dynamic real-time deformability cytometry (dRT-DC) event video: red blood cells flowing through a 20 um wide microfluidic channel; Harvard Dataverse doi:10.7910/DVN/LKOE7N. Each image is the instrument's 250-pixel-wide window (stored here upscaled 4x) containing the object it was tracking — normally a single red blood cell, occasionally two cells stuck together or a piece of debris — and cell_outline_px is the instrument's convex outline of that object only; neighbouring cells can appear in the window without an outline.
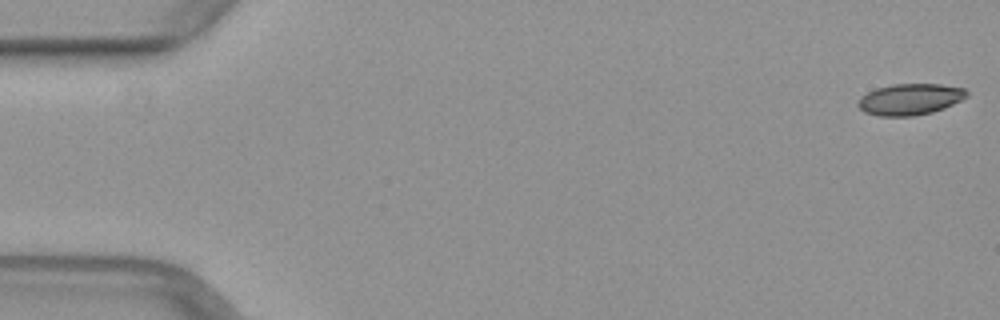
{"species": "common noctule bat (a hibernating species)", "species_latin": "Nyctalus noctula", "temperature_condition": "warm", "stored_images_in_passage": 50, "camera_frame_rate_fps": 3000, "um_per_image_px": 0.085, "animal": {"sex": "female", "body_mass_g": 29.2, "forearm_length_mm": 56.3}, "frame": {"image": 1, "passage_image": 1, "time_ms": 0.0, "image_size_px": [1000, 320], "cell_outline_px": [[968, 96], [944, 108], [932, 112], [912, 116], [876, 116], [864, 112], [856, 104], [860, 96], [876, 88], [892, 84], [940, 84], [964, 88], [968, 92]], "centroid_in_image_um": [77.32, 8.44], "position_along_channel_um": 7.7, "area_um2": 19.88}}
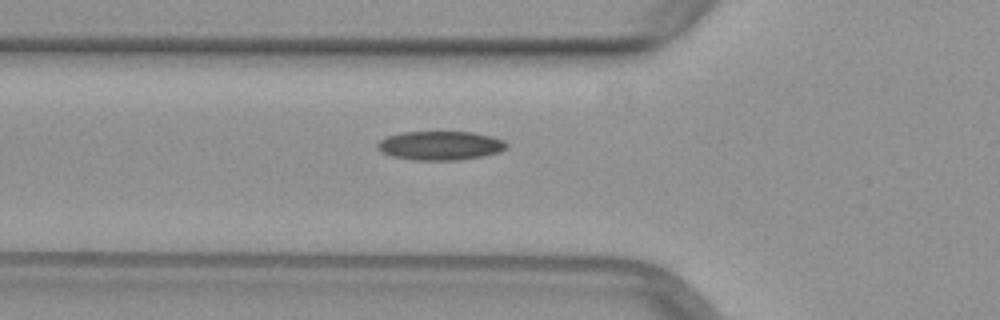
{"frame": {"image": 2, "passage_image": 18, "time_ms": 5.667, "image_size_px": [1000, 320], "cell_outline_px": [[508, 144], [500, 152], [484, 156], [460, 160], [412, 160], [392, 156], [376, 148], [376, 144], [380, 140], [388, 136], [400, 132], [472, 132], [492, 136], [504, 140]], "centroid_in_image_um": [37.43, 12.37], "position_along_channel_um": 88.4, "area_um2": 21.85}}
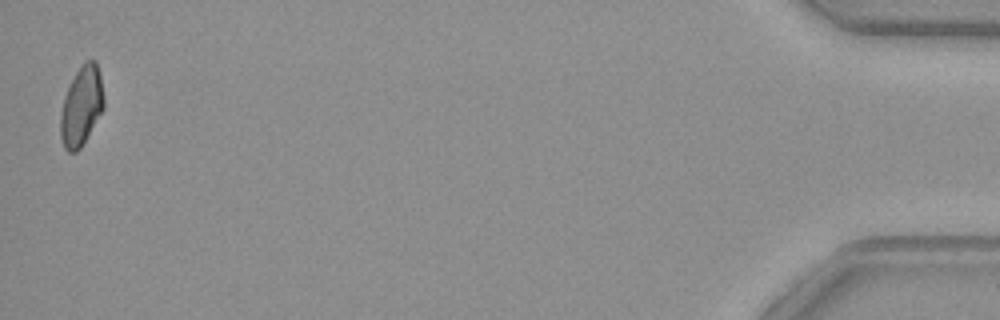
{"frame": {"image": 3, "passage_image": 50, "time_ms": 16.333, "image_size_px": [1000, 320], "cell_outline_px": [[104, 108], [80, 148], [76, 152], [68, 152], [64, 148], [60, 136], [60, 116], [64, 96], [76, 72], [84, 60], [96, 60], [100, 76], [104, 96]], "centroid_in_image_um": [6.92, 9.01], "position_along_channel_um": 428.3, "area_um2": 19.94}}